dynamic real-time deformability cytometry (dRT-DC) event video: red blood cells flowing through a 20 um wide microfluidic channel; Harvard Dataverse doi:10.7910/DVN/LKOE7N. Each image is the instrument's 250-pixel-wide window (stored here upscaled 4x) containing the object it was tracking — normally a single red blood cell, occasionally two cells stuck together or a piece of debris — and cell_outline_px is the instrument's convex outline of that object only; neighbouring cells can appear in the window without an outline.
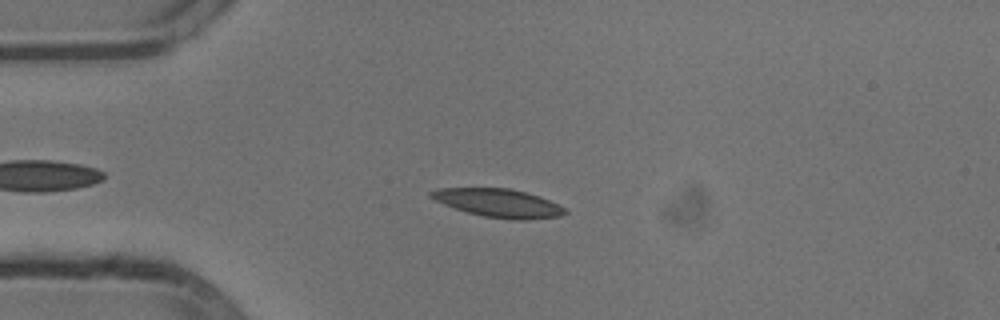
{"species": "common noctule bat (a hibernating species)", "species_latin": "Nyctalus noctula", "temperature_condition": "cold", "stored_images_in_passage": 38, "camera_frame_rate_fps": 3000, "um_per_image_px": 0.085, "animal": {"sex": "male", "body_mass_g": 13.3}, "frame": {"image": 1, "passage_image": 9, "time_ms": 2.667, "image_size_px": [1000, 320], "cell_outline_px": [[568, 212], [560, 216], [524, 220], [512, 220], [484, 216], [468, 212], [444, 204], [428, 196], [428, 192], [440, 188], [508, 188], [540, 196], [564, 208]], "centroid_in_image_um": [42.36, 17.25], "position_along_channel_um": 42.6, "area_um2": 21.85}}
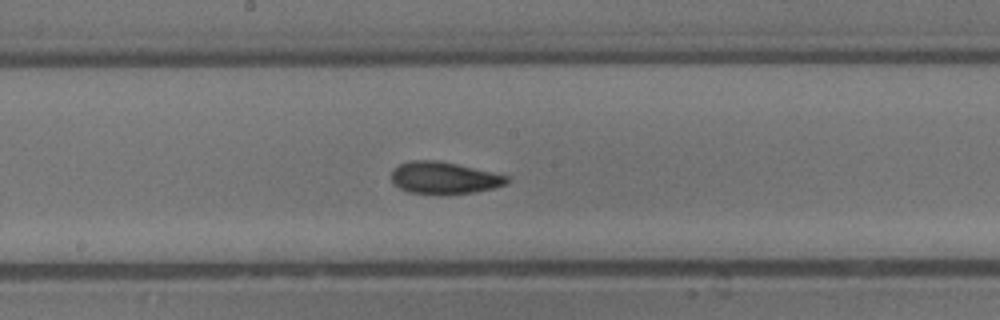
{"frame": {"image": 2, "passage_image": 24, "time_ms": 7.667, "image_size_px": [1000, 320], "cell_outline_px": [[508, 180], [504, 184], [492, 188], [476, 192], [448, 196], [440, 196], [408, 192], [392, 184], [392, 168], [400, 164], [412, 160], [436, 160], [456, 164], [492, 172], [508, 176]], "centroid_in_image_um": [37.69, 15.15], "position_along_channel_um": 210.5, "area_um2": 21.91}}
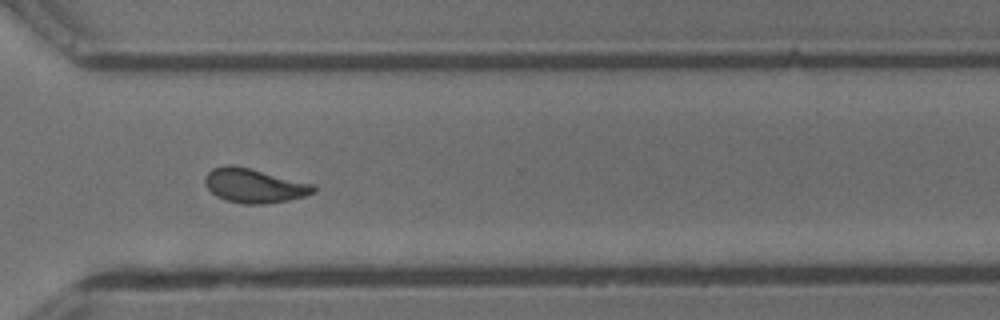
{"frame": {"image": 3, "passage_image": 35, "time_ms": 11.333, "image_size_px": [1000, 320], "cell_outline_px": [[316, 192], [304, 196], [288, 200], [264, 204], [244, 204], [224, 200], [216, 196], [204, 184], [204, 176], [212, 168], [224, 164], [232, 164], [312, 184], [316, 188]], "centroid_in_image_um": [21.54, 15.78], "position_along_channel_um": 349.1, "area_um2": 21.56}, "authors_computed_cell_mechanics": {"area_um2": 21.7906, "velocity_mm_per_s": 3.791, "shape_relaxation_time_tau1_ms": 3.2662, "shape_relaxation_time_tau2_ms": 4.1825, "deformation_change_tau1": 0.1138, "deformation_change_tau2": 0.087}}